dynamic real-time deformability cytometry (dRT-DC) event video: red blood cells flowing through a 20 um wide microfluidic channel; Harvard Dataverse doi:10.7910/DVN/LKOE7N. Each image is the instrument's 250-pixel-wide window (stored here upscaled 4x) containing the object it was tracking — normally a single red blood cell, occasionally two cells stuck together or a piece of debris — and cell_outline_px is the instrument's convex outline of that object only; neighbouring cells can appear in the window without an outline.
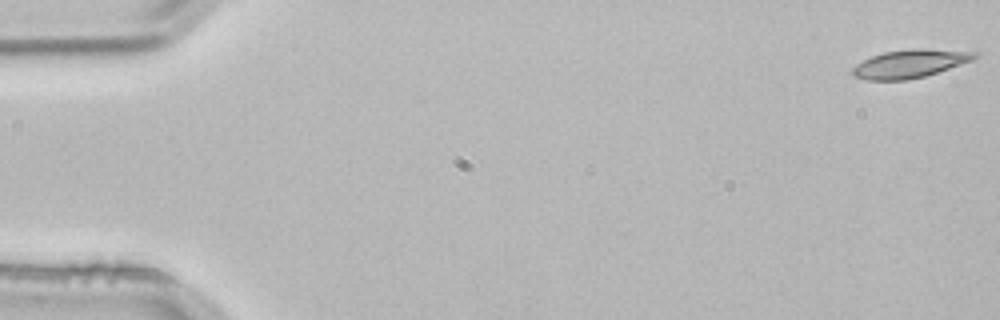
{"species": "common noctule bat (a hibernating species)", "species_latin": "Nyctalus noctula", "temperature_condition": "room temperature", "stored_images_in_passage": 2, "segment_of_instrument_passage": [2, 2], "camera_frame_rate_fps": 3000, "um_per_image_px": 0.085, "animal": {"sex": "male", "body_mass_g": 21.5, "forearm_length_mm": 52.0}, "frame": {"image": 1, "passage_image": 2, "time_ms": 0.333, "image_size_px": [1000, 320], "cell_outline_px": [[980, 56], [972, 60], [924, 76], [908, 80], [864, 80], [856, 76], [852, 72], [852, 68], [856, 64], [872, 56], [884, 52], [912, 48], [924, 48], [980, 52]], "centroid_in_image_um": [77.36, 5.4], "position_along_channel_um": 7.6, "area_um2": 20.0}}